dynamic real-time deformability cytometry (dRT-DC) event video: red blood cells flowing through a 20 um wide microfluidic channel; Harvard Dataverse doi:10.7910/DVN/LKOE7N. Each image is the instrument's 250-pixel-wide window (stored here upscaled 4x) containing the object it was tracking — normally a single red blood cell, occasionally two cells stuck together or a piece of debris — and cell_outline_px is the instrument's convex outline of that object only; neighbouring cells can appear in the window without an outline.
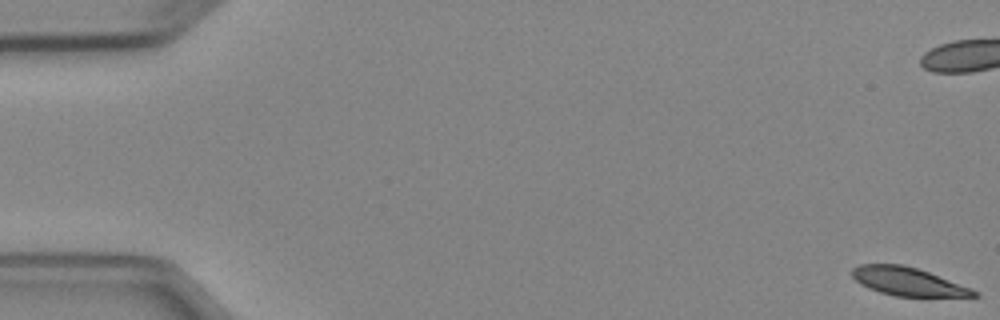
{"species": "Egyptian fruit bat (a non-hibernating species)", "species_latin": "Rousettus aegyptiacus", "temperature_condition": "cold", "stored_images_in_passage": 6, "camera_frame_rate_fps": 3000, "um_per_image_px": 0.085, "animal": {"sex": "female"}, "frame": {"image": 1, "passage_image": 1, "time_ms": 0.0, "image_size_px": [1000, 320], "cell_outline_px": [[980, 296], [896, 296], [880, 292], [868, 288], [860, 284], [852, 276], [852, 268], [860, 264], [900, 264], [916, 268], [928, 272], [972, 288], [980, 292]], "centroid_in_image_um": [77.17, 23.93], "position_along_channel_um": 7.8, "area_um2": 19.88}}